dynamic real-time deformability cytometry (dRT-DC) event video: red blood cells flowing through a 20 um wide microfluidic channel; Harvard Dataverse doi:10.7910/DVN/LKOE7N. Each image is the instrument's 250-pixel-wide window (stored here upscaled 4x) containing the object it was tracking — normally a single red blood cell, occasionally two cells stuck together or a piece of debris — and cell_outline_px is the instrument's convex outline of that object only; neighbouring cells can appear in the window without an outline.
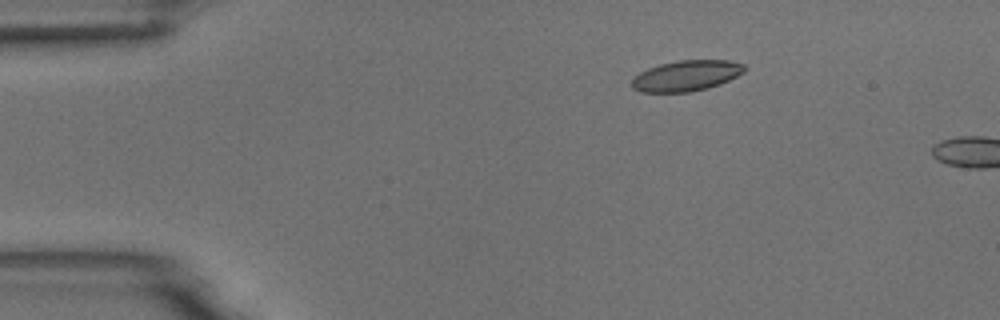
{"species": "common noctule bat (a hibernating species)", "species_latin": "Nyctalus noctula", "temperature_condition": "room temperature", "stored_images_in_passage": 3, "camera_frame_rate_fps": 3000, "um_per_image_px": 0.085, "animal": {"sex": "male", "body_mass_g": 18.8}, "frame": {"image": 1, "passage_image": 2, "time_ms": 0.333, "image_size_px": [1000, 320], "cell_outline_px": [[748, 68], [744, 72], [720, 84], [692, 92], [640, 92], [632, 88], [632, 80], [640, 72], [648, 68], [660, 64], [680, 60], [728, 60], [744, 64]], "centroid_in_image_um": [58.35, 6.43], "position_along_channel_um": 26.6, "area_um2": 20.11}}